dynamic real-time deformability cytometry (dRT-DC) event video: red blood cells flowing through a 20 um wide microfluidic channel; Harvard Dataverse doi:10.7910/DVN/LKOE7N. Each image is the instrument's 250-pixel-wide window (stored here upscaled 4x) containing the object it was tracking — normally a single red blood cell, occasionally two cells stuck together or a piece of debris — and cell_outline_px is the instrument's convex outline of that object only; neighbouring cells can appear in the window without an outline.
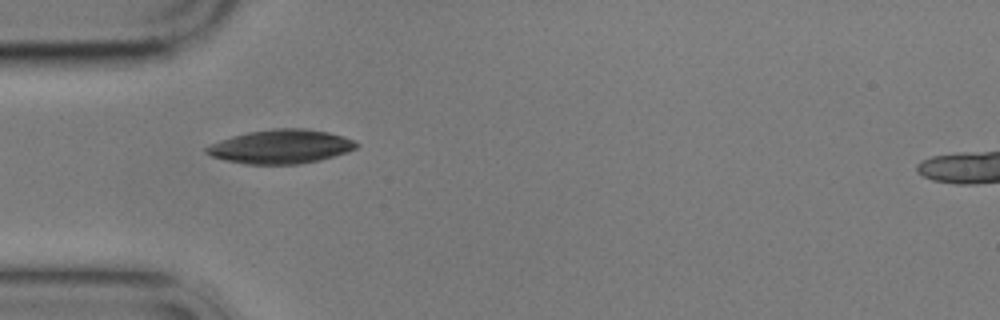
{"species": "common noctule bat (a hibernating species)", "species_latin": "Nyctalus noctula", "temperature_condition": "cold", "stored_images_in_passage": 2, "camera_frame_rate_fps": 3000, "um_per_image_px": 0.085, "animal": {"sex": "male", "body_mass_g": 17.9}, "frame": {"image": 1, "passage_image": 1, "time_ms": 0.0, "image_size_px": [1000, 320], "cell_outline_px": [[360, 144], [356, 148], [348, 152], [320, 160], [300, 164], [244, 164], [212, 156], [204, 152], [204, 148], [220, 140], [232, 136], [248, 132], [272, 128], [308, 128], [328, 132], [344, 136]], "centroid_in_image_um": [23.9, 12.45], "position_along_channel_um": 61.1, "area_um2": 29.71}}